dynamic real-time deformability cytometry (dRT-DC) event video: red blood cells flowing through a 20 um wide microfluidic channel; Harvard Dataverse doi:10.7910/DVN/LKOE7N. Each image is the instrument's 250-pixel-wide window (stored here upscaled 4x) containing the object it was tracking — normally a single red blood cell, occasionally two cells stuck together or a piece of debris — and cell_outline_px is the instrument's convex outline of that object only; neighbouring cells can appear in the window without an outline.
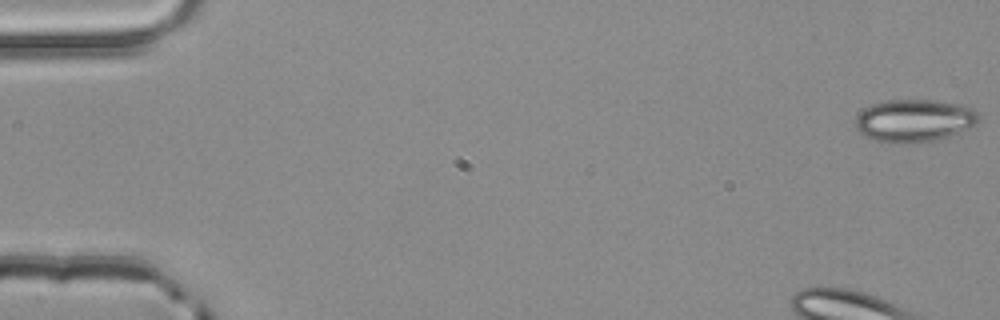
{"species": "common noctule bat (a hibernating species)", "species_latin": "Nyctalus noctula", "temperature_condition": "room temperature", "stored_images_in_passage": 3, "camera_frame_rate_fps": 3000, "um_per_image_px": 0.085, "animal": {"sex": "male", "body_mass_g": 20.4}, "frame": {"image": 1, "passage_image": 1, "time_ms": 0.0, "image_size_px": [1000, 320], "cell_outline_px": [[980, 120], [976, 124], [968, 128], [948, 136], [932, 140], [880, 144], [864, 136], [856, 128], [856, 116], [864, 108], [872, 104], [884, 100], [932, 100], [960, 104], [972, 108], [980, 116]], "centroid_in_image_um": [77.67, 10.24], "position_along_channel_um": 7.3, "area_um2": 30.58}}